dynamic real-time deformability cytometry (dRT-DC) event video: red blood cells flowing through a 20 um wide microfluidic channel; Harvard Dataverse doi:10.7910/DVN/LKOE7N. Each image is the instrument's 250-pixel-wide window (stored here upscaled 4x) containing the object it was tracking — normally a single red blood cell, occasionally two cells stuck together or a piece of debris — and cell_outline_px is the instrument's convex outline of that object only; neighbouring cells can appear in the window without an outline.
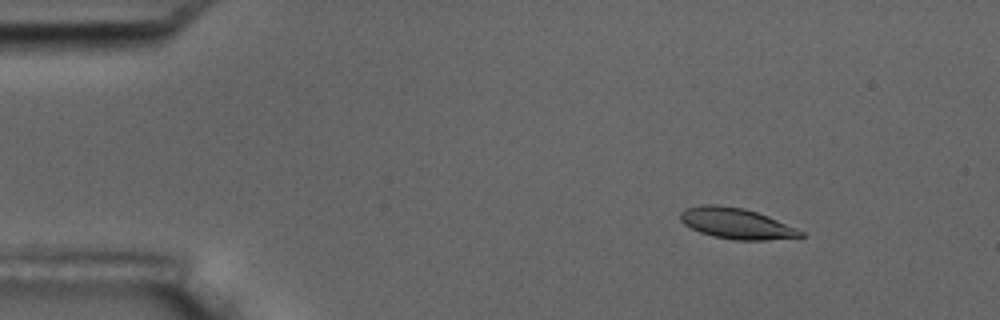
{"species": "common noctule bat (a hibernating species)", "species_latin": "Nyctalus noctula", "temperature_condition": "room temperature", "stored_images_in_passage": 7, "camera_frame_rate_fps": 3000, "um_per_image_px": 0.085, "animal": {"sex": "male", "body_mass_g": 17.5, "forearm_length_mm": 52.3}, "frame": {"image": 1, "passage_image": 2, "time_ms": 1.0, "image_size_px": [1000, 320], "cell_outline_px": [[804, 236], [764, 240], [732, 240], [712, 236], [700, 232], [684, 224], [680, 220], [680, 212], [688, 208], [704, 204], [716, 204], [744, 208], [768, 216], [796, 228], [804, 232]], "centroid_in_image_um": [62.57, 18.99], "position_along_channel_um": 22.4, "area_um2": 21.44}}
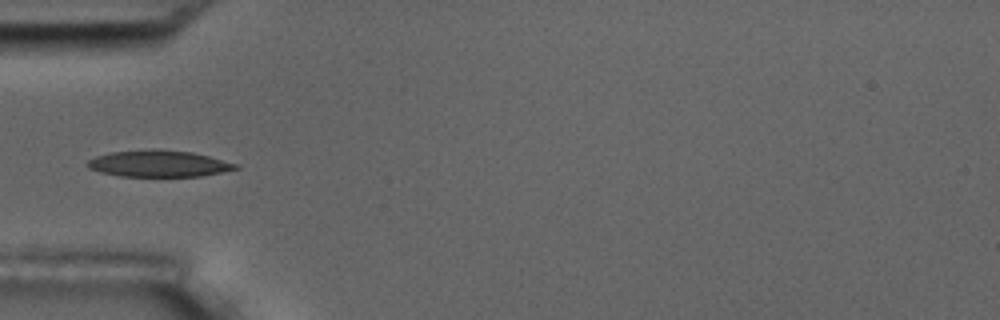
{"frame": {"image": 2, "passage_image": 5, "time_ms": 4.667, "image_size_px": [1000, 320], "cell_outline_px": [[240, 168], [200, 176], [120, 176], [100, 172], [88, 168], [88, 160], [96, 156], [108, 152], [192, 152], [240, 164]], "centroid_in_image_um": [13.52, 13.95], "position_along_channel_um": 71.5, "area_um2": 21.79}}